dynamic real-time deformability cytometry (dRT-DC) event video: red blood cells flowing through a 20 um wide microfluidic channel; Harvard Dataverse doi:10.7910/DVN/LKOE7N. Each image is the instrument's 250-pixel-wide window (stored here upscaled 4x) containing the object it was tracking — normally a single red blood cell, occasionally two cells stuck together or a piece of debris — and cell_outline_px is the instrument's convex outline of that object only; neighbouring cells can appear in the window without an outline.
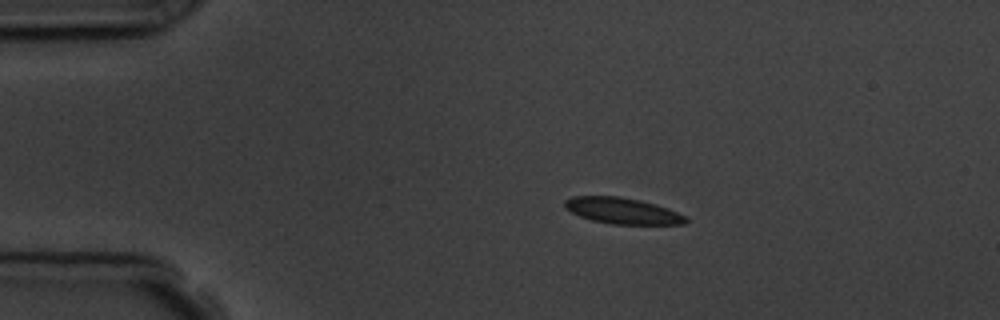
{"species": "common noctule bat (a hibernating species)", "species_latin": "Nyctalus noctula", "temperature_condition": "room temperature", "stored_images_in_passage": 3, "camera_frame_rate_fps": 3000, "um_per_image_px": 0.085, "animal": {"sex": "male", "body_mass_g": 19.5, "forearm_length_mm": 54.6}, "frame": {"image": 1, "passage_image": 1, "time_ms": 0.0, "image_size_px": [1000, 320], "cell_outline_px": [[688, 220], [684, 224], [612, 224], [592, 220], [580, 216], [564, 208], [564, 200], [572, 196], [620, 196], [640, 200], [656, 204], [668, 208], [688, 216]], "centroid_in_image_um": [52.92, 17.91], "position_along_channel_um": 32.1, "area_um2": 18.55}}
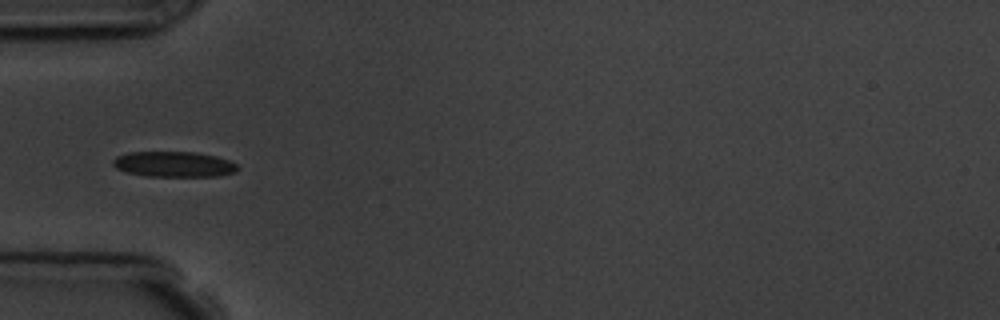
{"frame": {"image": 2, "passage_image": 3, "time_ms": 2.333, "image_size_px": [1000, 320], "cell_outline_px": [[240, 168], [236, 172], [220, 176], [144, 176], [124, 172], [116, 168], [112, 164], [112, 160], [116, 156], [128, 152], [196, 152], [216, 156], [228, 160], [236, 164]], "centroid_in_image_um": [14.76, 13.96], "position_along_channel_um": 70.2, "area_um2": 18.73}}